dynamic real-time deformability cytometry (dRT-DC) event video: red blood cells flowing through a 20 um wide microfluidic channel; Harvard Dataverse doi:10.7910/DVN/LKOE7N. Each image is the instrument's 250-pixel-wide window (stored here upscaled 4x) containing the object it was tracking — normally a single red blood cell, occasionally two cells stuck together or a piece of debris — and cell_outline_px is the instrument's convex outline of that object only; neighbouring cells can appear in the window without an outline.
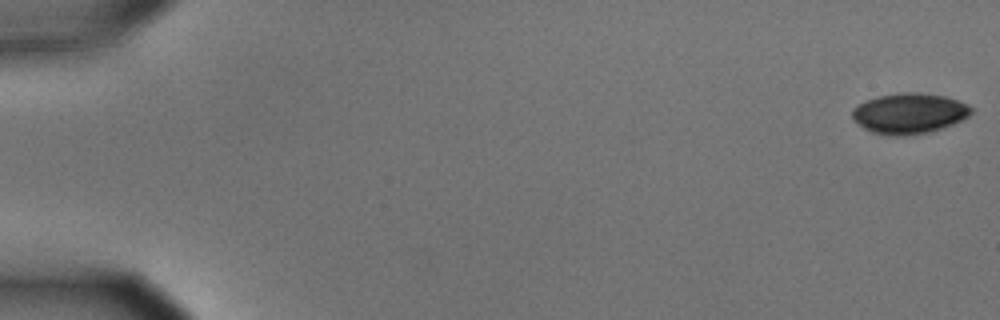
{"species": "common noctule bat (a hibernating species)", "species_latin": "Nyctalus noctula", "temperature_condition": "cold", "stored_images_in_passage": 57, "camera_frame_rate_fps": 3000, "um_per_image_px": 0.085, "animal": {"sex": "male", "body_mass_g": 15.6}, "frame": {"image": 1, "passage_image": 1, "time_ms": 0.0, "image_size_px": [1000, 320], "cell_outline_px": [[972, 112], [968, 116], [952, 124], [928, 132], [904, 136], [888, 136], [872, 132], [864, 128], [852, 116], [852, 108], [868, 100], [880, 96], [904, 92], [916, 92], [944, 96], [968, 104], [972, 108]], "centroid_in_image_um": [77.29, 9.64], "position_along_channel_um": 7.7, "area_um2": 27.69}}
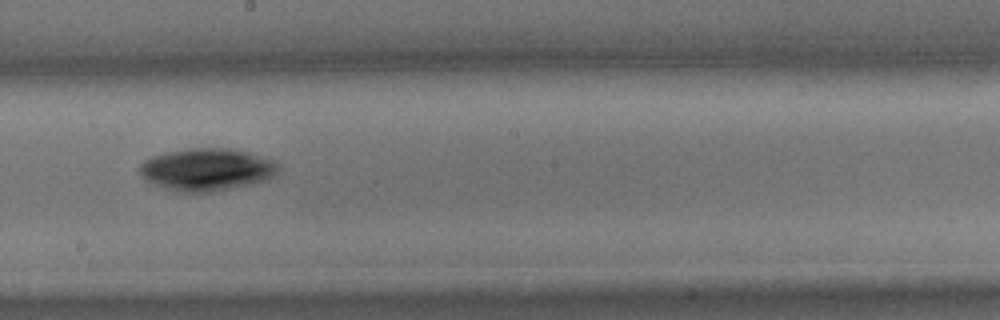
{"frame": {"image": 2, "passage_image": 33, "time_ms": 10.667, "image_size_px": [1000, 320], "cell_outline_px": [[280, 168], [268, 180], [252, 184], [212, 192], [180, 192], [156, 184], [140, 176], [140, 164], [144, 160], [152, 156], [168, 152], [188, 148], [228, 148], [268, 156]], "centroid_in_image_um": [17.61, 14.4], "position_along_channel_um": 230.6, "area_um2": 34.22}}
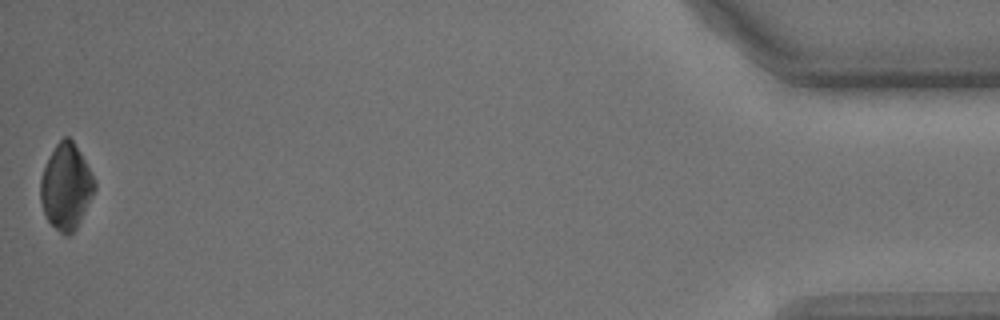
{"frame": {"image": 3, "passage_image": 57, "time_ms": 18.667, "image_size_px": [1000, 320], "cell_outline_px": [[96, 188], [76, 228], [68, 236], [64, 236], [48, 220], [44, 212], [40, 200], [40, 180], [44, 168], [56, 144], [64, 136], [68, 136], [72, 140], [80, 152], [96, 180]], "centroid_in_image_um": [5.62, 15.86], "position_along_channel_um": 429.6, "area_um2": 26.65}, "authors_computed_cell_mechanics": {"area_um2": 29.8248, "velocity_mm_per_s": 3.5556, "shape_relaxation_time_tau1_ms": 2.8455, "shape_relaxation_time_tau2_ms": null, "deformation_change_tau1": 0.0898, "deformation_change_tau2": null}}